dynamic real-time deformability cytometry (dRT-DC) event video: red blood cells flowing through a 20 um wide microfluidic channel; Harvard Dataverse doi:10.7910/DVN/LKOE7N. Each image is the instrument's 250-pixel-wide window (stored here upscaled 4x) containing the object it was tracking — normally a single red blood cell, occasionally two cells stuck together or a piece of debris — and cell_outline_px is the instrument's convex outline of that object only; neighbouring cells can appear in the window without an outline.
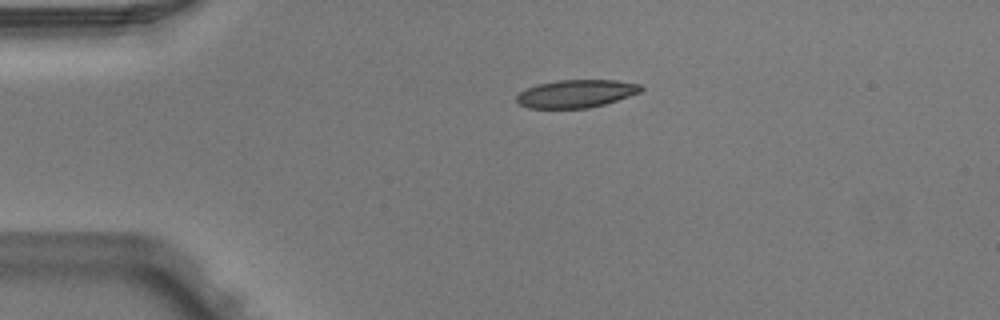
{"species": "Egyptian fruit bat (a non-hibernating species)", "species_latin": "Rousettus aegyptiacus", "temperature_condition": "warm", "stored_images_in_passage": 2, "camera_frame_rate_fps": 3000, "um_per_image_px": 0.085, "animal": {"sex": "male"}, "frame": {"image": 1, "passage_image": 1, "time_ms": 0.0, "image_size_px": [1000, 320], "cell_outline_px": [[644, 88], [640, 92], [604, 104], [588, 108], [528, 108], [520, 104], [516, 100], [516, 96], [520, 92], [528, 88], [540, 84], [556, 80], [616, 80], [640, 84]], "centroid_in_image_um": [48.97, 7.96], "position_along_channel_um": 36.0, "area_um2": 20.0}}